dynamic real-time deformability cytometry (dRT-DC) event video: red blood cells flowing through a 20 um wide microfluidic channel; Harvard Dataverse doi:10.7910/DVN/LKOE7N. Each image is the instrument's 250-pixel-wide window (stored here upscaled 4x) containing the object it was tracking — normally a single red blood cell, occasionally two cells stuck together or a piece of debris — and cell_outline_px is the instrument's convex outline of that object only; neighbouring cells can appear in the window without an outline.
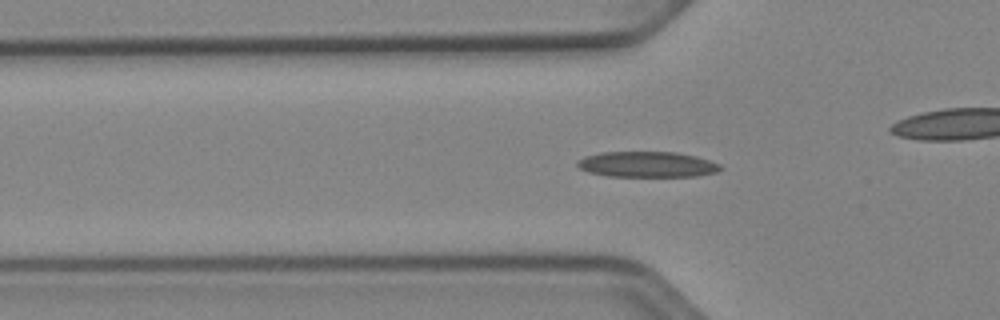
{"species": "Egyptian fruit bat (a non-hibernating species)", "species_latin": "Rousettus aegyptiacus", "temperature_condition": "cold", "stored_images_in_passage": 47, "camera_frame_rate_fps": 3000, "um_per_image_px": 0.085, "animal": {"sex": "female"}, "frame": {"image": 1, "passage_image": 11, "time_ms": 3.333, "image_size_px": [1000, 320], "cell_outline_px": [[724, 168], [716, 172], [696, 176], [608, 176], [588, 172], [580, 168], [576, 164], [584, 156], [604, 152], [676, 152], [696, 156], [720, 164]], "centroid_in_image_um": [55.03, 13.97], "position_along_channel_um": 70.8, "area_um2": 21.27}}
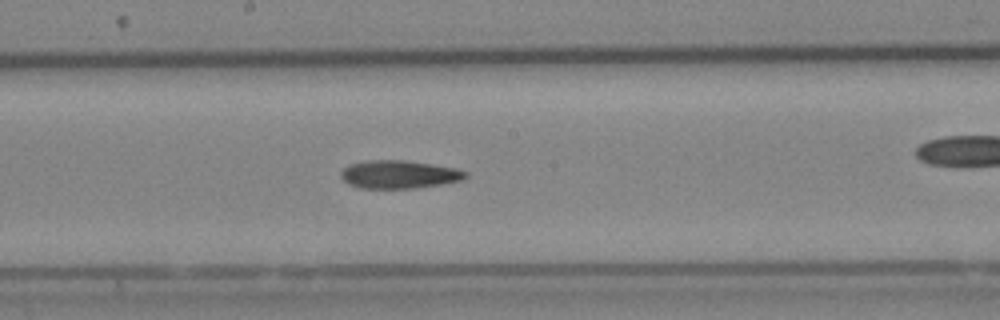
{"frame": {"image": 2, "passage_image": 22, "time_ms": 7.0, "image_size_px": [1000, 320], "cell_outline_px": [[468, 176], [464, 180], [416, 188], [360, 188], [348, 184], [340, 176], [340, 172], [344, 168], [352, 164], [364, 160], [404, 160], [432, 164], [456, 168], [468, 172]], "centroid_in_image_um": [33.94, 14.82], "position_along_channel_um": 214.3, "area_um2": 20.46}}
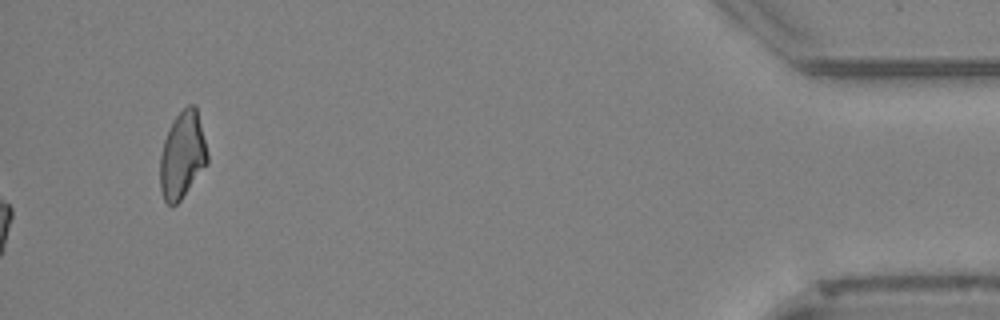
{"frame": {"image": 3, "passage_image": 47, "time_ms": 15.333, "image_size_px": [1000, 320], "cell_outline_px": [[208, 164], [180, 200], [172, 208], [164, 200], [160, 188], [160, 156], [164, 140], [168, 128], [172, 120], [188, 104], [196, 104], [208, 152]], "centroid_in_image_um": [15.51, 13.18], "position_along_channel_um": 419.7, "area_um2": 24.22}}